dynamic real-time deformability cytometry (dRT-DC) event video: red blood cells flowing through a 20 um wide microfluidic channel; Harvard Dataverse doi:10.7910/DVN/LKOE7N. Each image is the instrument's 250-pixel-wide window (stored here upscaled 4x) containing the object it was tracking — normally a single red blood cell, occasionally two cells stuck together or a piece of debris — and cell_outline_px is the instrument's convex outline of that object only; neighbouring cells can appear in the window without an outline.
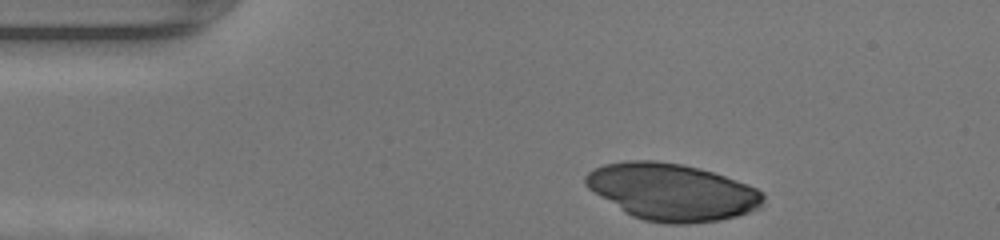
{"species": "human", "species_latin": "Homo sapiens", "temperature_condition": "warm", "stored_images_in_passage": 31, "camera_frame_rate_fps": 3000, "um_per_image_px": 0.085, "donor": {"sex": "female"}, "frame": {"image": 1, "passage_image": 1, "time_ms": 0.0, "image_size_px": [1000, 240], "cell_outline_px": [[764, 204], [760, 208], [736, 216], [720, 220], [688, 224], [664, 224], [644, 220], [632, 216], [624, 212], [588, 188], [584, 184], [584, 176], [588, 172], [604, 164], [624, 160], [656, 160], [680, 164], [700, 168], [748, 184], [764, 192]], "centroid_in_image_um": [57.12, 16.31], "position_along_channel_um": 27.9, "area_um2": 59.13}}